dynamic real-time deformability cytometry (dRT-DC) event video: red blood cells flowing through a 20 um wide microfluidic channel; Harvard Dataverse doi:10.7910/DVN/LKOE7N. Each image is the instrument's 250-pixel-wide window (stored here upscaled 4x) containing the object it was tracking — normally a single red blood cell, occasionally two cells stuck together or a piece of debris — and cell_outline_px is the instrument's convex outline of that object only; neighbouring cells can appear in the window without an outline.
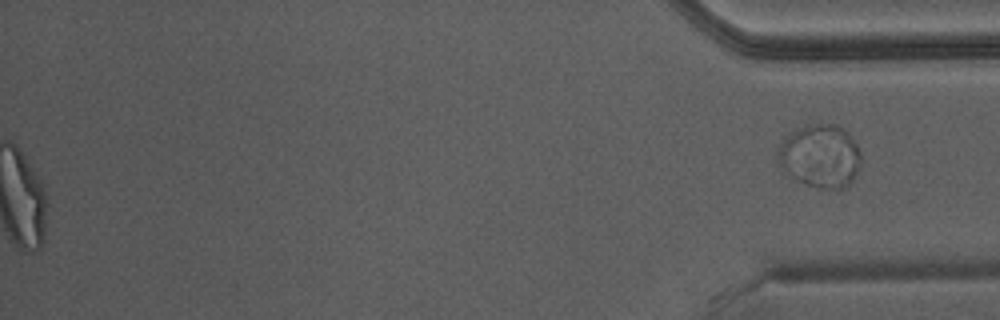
{"species": "Egyptian fruit bat (a non-hibernating species)", "species_latin": "Rousettus aegyptiacus", "temperature_condition": "warm", "stored_images_in_passage": 38, "camera_frame_rate_fps": 3000, "um_per_image_px": 0.085, "animal": {"sex": "male"}, "frame": {"image": 1, "passage_image": 38, "time_ms": 12.333, "image_size_px": [1000, 320], "cell_outline_px": [[860, 164], [852, 180], [844, 188], [816, 188], [796, 180], [780, 168], [776, 156], [776, 152], [780, 140], [788, 132], [812, 124], [836, 124], [856, 144], [860, 152]], "centroid_in_image_um": [69.64, 13.27], "position_along_channel_um": 365.6, "area_um2": 30.58}}